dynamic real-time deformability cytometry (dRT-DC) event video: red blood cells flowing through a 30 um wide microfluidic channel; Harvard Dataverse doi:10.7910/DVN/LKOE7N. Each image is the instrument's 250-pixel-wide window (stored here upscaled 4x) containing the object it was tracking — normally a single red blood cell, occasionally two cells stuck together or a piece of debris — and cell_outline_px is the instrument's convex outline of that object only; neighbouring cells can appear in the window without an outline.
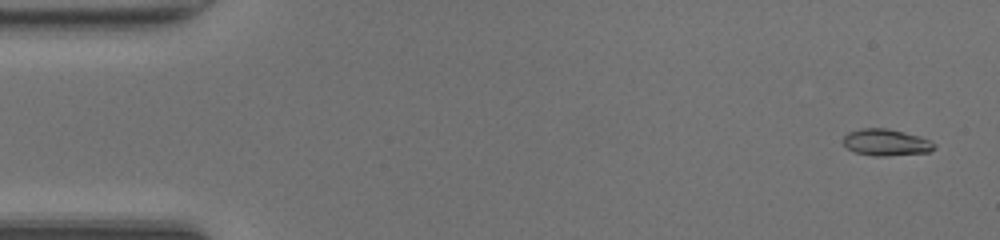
{"species": "common noctule bat (a hibernating species)", "species_latin": "Nyctalus noctula", "temperature_condition": "room temperature", "stored_images_in_passage": 48, "camera_frame_rate_fps": 3000, "um_per_image_px": 0.085, "animal": {"sex": "female", "body_mass_g": 20.0, "forearm_length_mm": 54.0}, "frame": {"image": 1, "passage_image": 2, "time_ms": 0.333, "image_size_px": [1000, 240], "cell_outline_px": [[936, 148], [928, 152], [884, 156], [872, 156], [856, 152], [848, 148], [844, 144], [844, 136], [848, 132], [860, 128], [888, 128], [920, 136], [936, 144]], "centroid_in_image_um": [75.32, 12.1], "position_along_channel_um": 9.7, "area_um2": 14.1}}
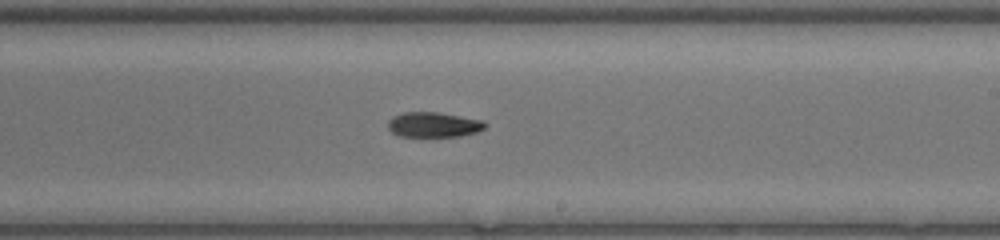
{"frame": {"image": 2, "passage_image": 28, "time_ms": 9.0, "image_size_px": [1000, 240], "cell_outline_px": [[484, 128], [476, 132], [460, 136], [400, 136], [392, 132], [388, 128], [388, 120], [392, 116], [404, 112], [436, 112], [484, 120]], "centroid_in_image_um": [36.82, 10.59], "position_along_channel_um": 252.2, "area_um2": 14.05}}
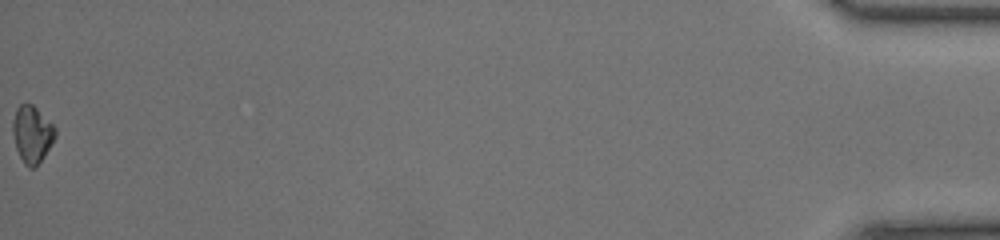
{"frame": {"image": 3, "passage_image": 48, "time_ms": 15.667, "image_size_px": [1000, 240], "cell_outline_px": [[56, 136], [44, 156], [32, 168], [28, 168], [24, 164], [16, 148], [12, 132], [12, 120], [16, 108], [20, 104], [32, 104], [56, 128]], "centroid_in_image_um": [2.7, 11.39], "position_along_channel_um": 432.5, "area_um2": 13.93}, "authors_computed_cell_mechanics": {"area_um2": 14.0743, "velocity_mm_per_s": 4.3241, "shape_relaxation_time_tau1_ms": null, "shape_relaxation_time_tau2_ms": 6.3598, "deformation_change_tau1": null, "deformation_change_tau2": 0.1071}}